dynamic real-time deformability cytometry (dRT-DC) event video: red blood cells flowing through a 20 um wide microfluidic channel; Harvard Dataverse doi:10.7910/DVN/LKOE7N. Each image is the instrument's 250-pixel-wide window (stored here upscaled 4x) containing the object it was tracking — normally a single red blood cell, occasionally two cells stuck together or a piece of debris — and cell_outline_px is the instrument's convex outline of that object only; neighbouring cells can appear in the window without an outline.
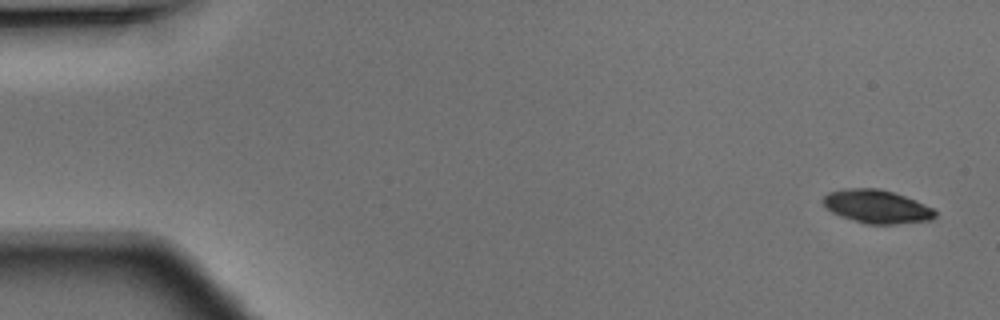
{"species": "Egyptian fruit bat (a non-hibernating species)", "species_latin": "Rousettus aegyptiacus", "temperature_condition": "warm", "stored_images_in_passage": 6, "camera_frame_rate_fps": 3000, "um_per_image_px": 0.085, "animal": {"sex": "male"}, "frame": {"image": 1, "passage_image": 1, "time_ms": 0.0, "image_size_px": [1000, 320], "cell_outline_px": [[936, 216], [932, 220], [892, 224], [868, 224], [852, 220], [840, 216], [832, 212], [820, 200], [828, 192], [844, 188], [880, 188], [916, 200], [932, 208], [936, 212]], "centroid_in_image_um": [74.51, 17.55], "position_along_channel_um": 10.5, "area_um2": 21.79}}